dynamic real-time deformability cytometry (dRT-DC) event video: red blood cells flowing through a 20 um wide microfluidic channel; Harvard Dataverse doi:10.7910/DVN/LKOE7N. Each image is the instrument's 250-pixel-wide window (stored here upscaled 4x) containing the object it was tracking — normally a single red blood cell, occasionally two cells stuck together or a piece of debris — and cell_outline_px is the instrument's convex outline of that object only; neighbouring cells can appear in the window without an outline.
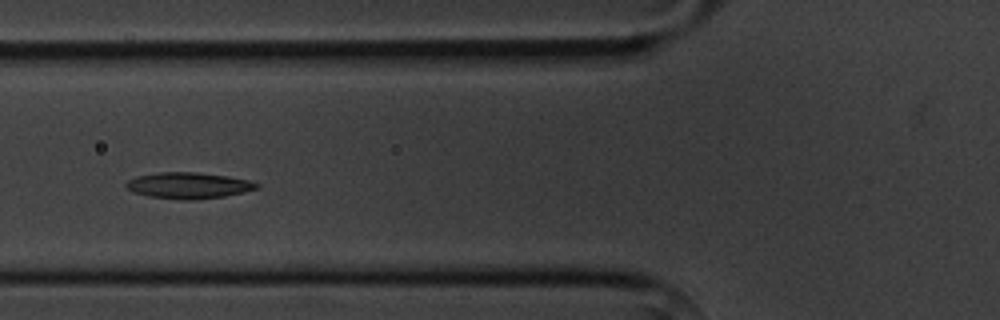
{"species": "common noctule bat (a hibernating species)", "species_latin": "Nyctalus noctula", "temperature_condition": "cold", "stored_images_in_passage": 8, "camera_frame_rate_fps": 3000, "um_per_image_px": 0.085, "animal": {"sex": "male", "body_mass_g": 20.1, "forearm_length_mm": 53.5}, "frame": {"image": 1, "passage_image": 4, "time_ms": 3.667, "image_size_px": [1000, 320], "cell_outline_px": [[260, 188], [244, 192], [224, 196], [192, 200], [180, 200], [148, 196], [132, 192], [124, 188], [124, 184], [128, 180], [136, 176], [160, 172], [196, 172], [228, 176], [248, 180], [260, 184]], "centroid_in_image_um": [15.99, 15.77], "position_along_channel_um": 109.8, "area_um2": 20.11}}
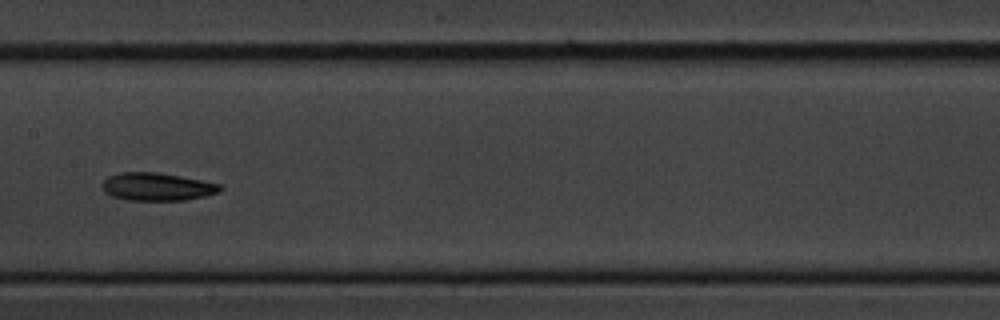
{"frame": {"image": 2, "passage_image": 6, "time_ms": 6.0, "image_size_px": [1000, 320], "cell_outline_px": [[224, 188], [220, 192], [204, 196], [184, 200], [128, 200], [112, 196], [104, 192], [100, 184], [108, 176], [120, 172], [156, 172], [180, 176], [220, 184]], "centroid_in_image_um": [13.33, 15.87], "position_along_channel_um": 194.1, "area_um2": 19.19}}
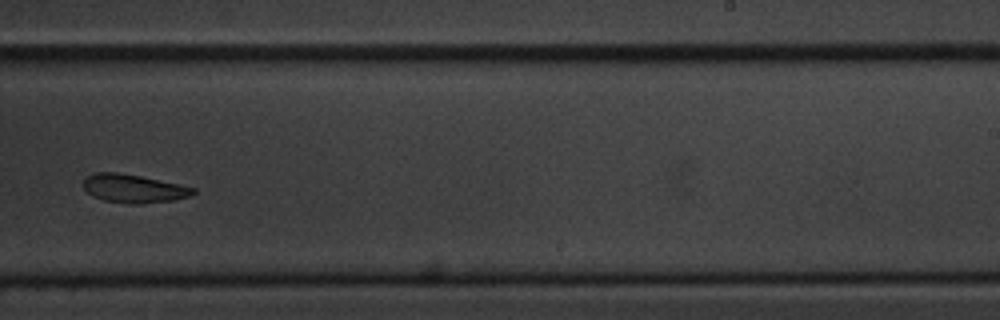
{"frame": {"image": 3, "passage_image": 8, "time_ms": 8.333, "image_size_px": [1000, 320], "cell_outline_px": [[196, 192], [188, 196], [172, 200], [140, 204], [128, 204], [104, 200], [92, 196], [80, 184], [88, 176], [96, 172], [116, 172], [140, 176], [180, 184], [196, 188]], "centroid_in_image_um": [11.33, 16.02], "position_along_channel_um": 277.7, "area_um2": 18.15}}